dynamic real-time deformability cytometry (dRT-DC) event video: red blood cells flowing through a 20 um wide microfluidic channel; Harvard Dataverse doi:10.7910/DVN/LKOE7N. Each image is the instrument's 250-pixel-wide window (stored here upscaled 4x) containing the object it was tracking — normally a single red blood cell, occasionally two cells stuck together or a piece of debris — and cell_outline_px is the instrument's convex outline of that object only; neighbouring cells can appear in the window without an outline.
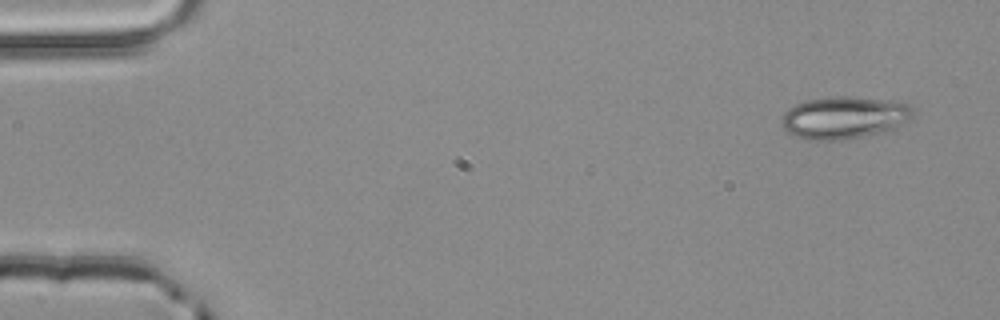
{"species": "common noctule bat (a hibernating species)", "species_latin": "Nyctalus noctula", "temperature_condition": "room temperature", "stored_images_in_passage": 4, "camera_frame_rate_fps": 3000, "um_per_image_px": 0.085, "animal": {"sex": "male", "body_mass_g": 20.4}, "frame": {"image": 1, "passage_image": 1, "time_ms": 0.0, "image_size_px": [1000, 320], "cell_outline_px": [[916, 116], [912, 120], [896, 128], [884, 132], [844, 140], [808, 140], [792, 136], [780, 124], [780, 120], [784, 112], [788, 108], [796, 104], [808, 100], [828, 96], [852, 96], [904, 100], [912, 104], [916, 108]], "centroid_in_image_um": [71.87, 9.97], "position_along_channel_um": 13.1, "area_um2": 33.87}}